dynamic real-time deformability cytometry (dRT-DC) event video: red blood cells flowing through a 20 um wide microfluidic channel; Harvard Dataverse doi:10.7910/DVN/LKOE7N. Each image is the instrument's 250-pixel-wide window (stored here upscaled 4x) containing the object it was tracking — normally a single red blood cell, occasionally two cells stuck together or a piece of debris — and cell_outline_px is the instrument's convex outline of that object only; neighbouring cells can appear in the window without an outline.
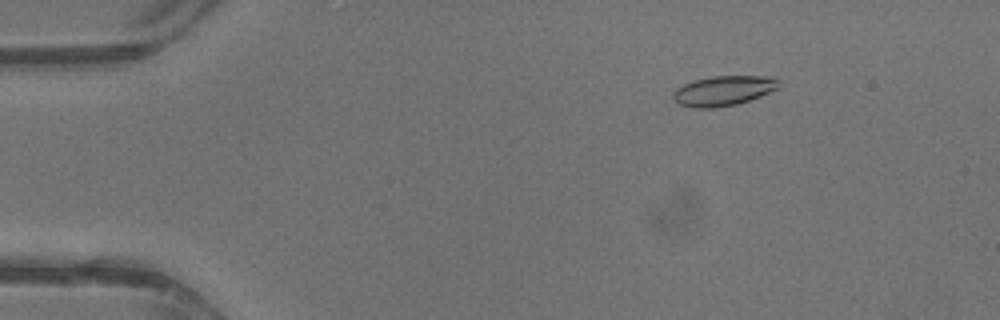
{"species": "common noctule bat (a hibernating species)", "species_latin": "Nyctalus noctula", "temperature_condition": "warm", "stored_images_in_passage": 43, "camera_frame_rate_fps": 3000, "um_per_image_px": 0.085, "animal": {"sex": "male", "body_mass_g": 13.3}, "frame": {"image": 1, "passage_image": 7, "time_ms": 2.0, "image_size_px": [1000, 320], "cell_outline_px": [[776, 88], [760, 96], [736, 104], [716, 108], [692, 108], [676, 104], [672, 100], [672, 92], [676, 88], [692, 80], [712, 76], [772, 76], [776, 80]], "centroid_in_image_um": [61.36, 7.72], "position_along_channel_um": 23.6, "area_um2": 18.44}}
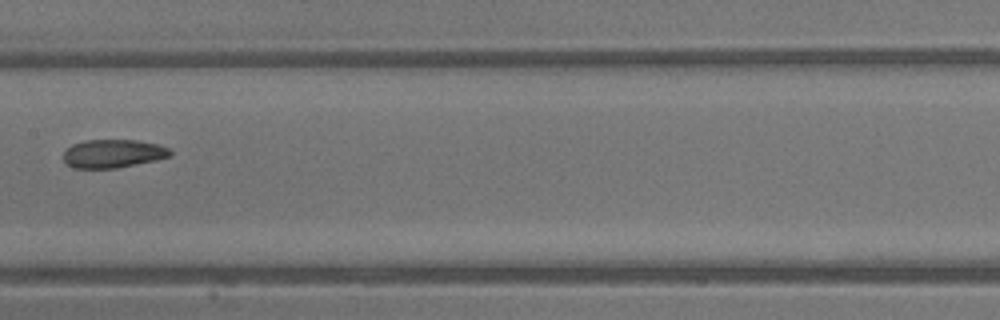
{"frame": {"image": 2, "passage_image": 23, "time_ms": 7.333, "image_size_px": [1000, 320], "cell_outline_px": [[172, 152], [168, 156], [156, 160], [116, 168], [72, 168], [64, 160], [64, 152], [72, 144], [84, 140], [136, 140], [156, 144], [168, 148]], "centroid_in_image_um": [9.58, 13.05], "position_along_channel_um": 197.8, "area_um2": 17.46}}
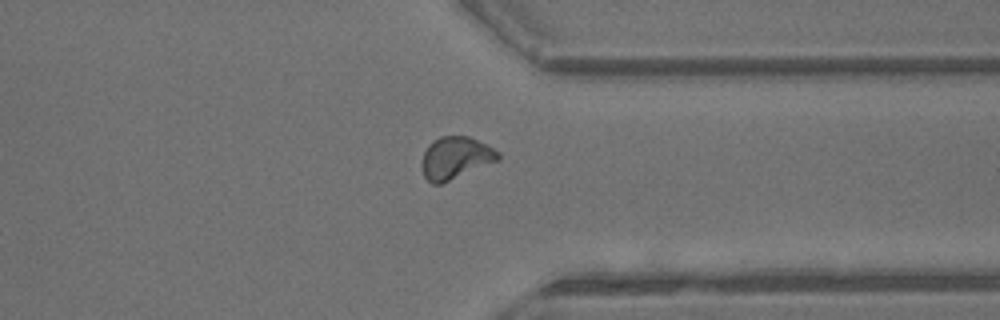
{"frame": {"image": 3, "passage_image": 34, "time_ms": 11.0, "image_size_px": [1000, 320], "cell_outline_px": [[500, 160], [440, 184], [432, 184], [424, 176], [420, 168], [420, 164], [424, 152], [428, 144], [432, 140], [440, 136], [468, 136], [500, 152]], "centroid_in_image_um": [38.68, 13.42], "position_along_channel_um": 372.7, "area_um2": 18.84}, "authors_computed_cell_mechanics": {"area_um2": 18.496, "velocity_mm_per_s": 4.8422, "shape_relaxation_time_tau1_ms": 6.2113, "shape_relaxation_time_tau2_ms": 2.5022, "deformation_change_tau1": 0.1498, "deformation_change_tau2": 0.081}}